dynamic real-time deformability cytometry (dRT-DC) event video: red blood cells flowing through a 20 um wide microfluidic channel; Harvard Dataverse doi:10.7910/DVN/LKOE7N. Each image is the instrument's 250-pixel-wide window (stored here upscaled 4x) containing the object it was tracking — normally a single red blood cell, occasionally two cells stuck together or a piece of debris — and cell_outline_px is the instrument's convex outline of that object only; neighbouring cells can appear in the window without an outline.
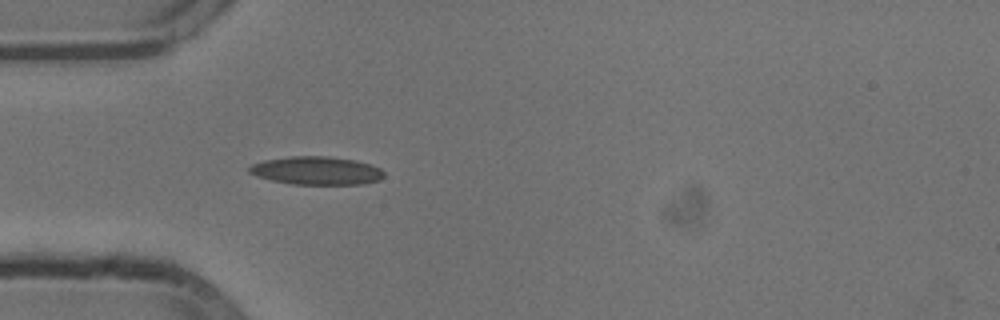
{"species": "common noctule bat (a hibernating species)", "species_latin": "Nyctalus noctula", "temperature_condition": "cold", "stored_images_in_passage": 27, "camera_frame_rate_fps": 3000, "um_per_image_px": 0.085, "animal": {"sex": "male", "body_mass_g": 13.3}, "frame": {"image": 1, "passage_image": 5, "time_ms": 1.333, "image_size_px": [1000, 320], "cell_outline_px": [[384, 176], [380, 180], [364, 184], [292, 184], [272, 180], [256, 176], [248, 172], [248, 168], [252, 164], [264, 160], [288, 156], [328, 156], [356, 160], [380, 168], [384, 172]], "centroid_in_image_um": [26.9, 14.5], "position_along_channel_um": 58.1, "area_um2": 22.2}}
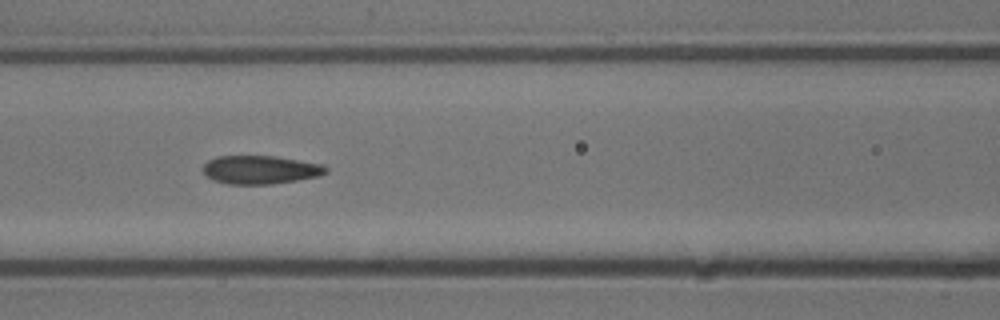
{"frame": {"image": 2, "passage_image": 12, "time_ms": 3.667, "image_size_px": [1000, 320], "cell_outline_px": [[328, 172], [320, 176], [272, 184], [228, 184], [212, 180], [204, 172], [204, 164], [208, 160], [216, 156], [276, 156], [324, 164], [328, 168]], "centroid_in_image_um": [22.17, 14.42], "position_along_channel_um": 144.4, "area_um2": 20.46}}
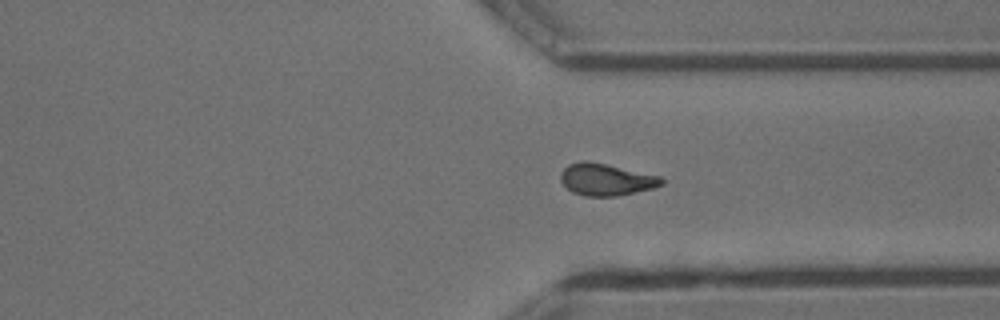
{"frame": {"image": 3, "passage_image": 26, "time_ms": 8.333, "image_size_px": [1000, 320], "cell_outline_px": [[664, 184], [652, 188], [616, 196], [584, 196], [572, 192], [560, 180], [560, 172], [568, 164], [584, 160], [588, 160], [660, 176], [664, 180]], "centroid_in_image_um": [51.49, 15.25], "position_along_channel_um": 359.9, "area_um2": 18.73}}